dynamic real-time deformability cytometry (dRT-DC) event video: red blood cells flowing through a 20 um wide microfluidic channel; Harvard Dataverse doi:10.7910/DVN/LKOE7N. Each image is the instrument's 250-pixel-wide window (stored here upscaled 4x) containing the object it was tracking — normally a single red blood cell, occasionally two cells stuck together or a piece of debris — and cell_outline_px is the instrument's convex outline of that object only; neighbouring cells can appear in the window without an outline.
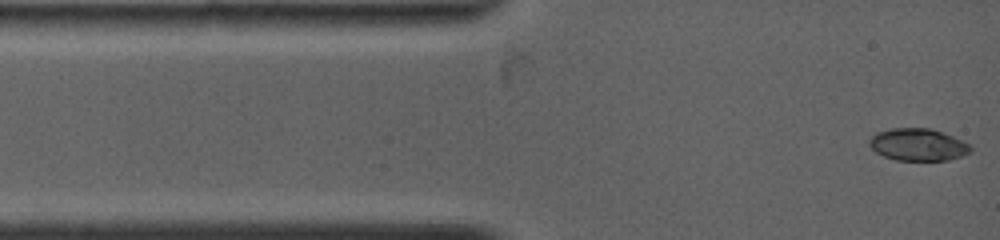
{"species": "common noctule bat (a hibernating species)", "species_latin": "Nyctalus noctula", "temperature_condition": "warm", "stored_images_in_passage": 20, "camera_frame_rate_fps": 4500, "um_per_image_px": 0.085, "animal": {"sex": "female", "body_mass_g": 19.0, "forearm_length_mm": 53.3}, "frame": {"image": 1, "passage_image": 1, "time_ms": 0.0, "image_size_px": [1000, 240], "cell_outline_px": [[972, 152], [948, 160], [896, 160], [884, 156], [876, 152], [868, 144], [868, 140], [876, 132], [892, 128], [928, 128], [944, 132], [968, 144], [972, 148]], "centroid_in_image_um": [78.01, 12.29], "position_along_channel_um": 7.0, "area_um2": 18.96}}
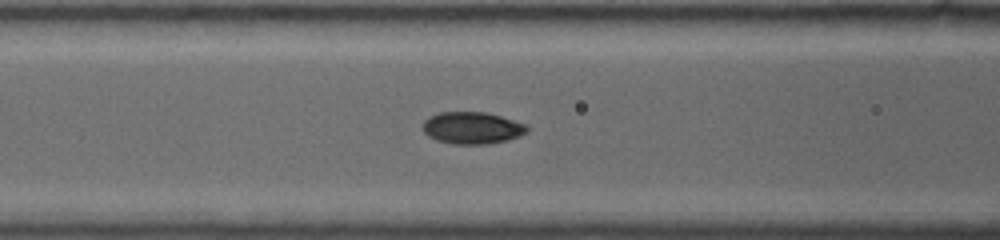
{"frame": {"image": 2, "passage_image": 12, "time_ms": 4.222, "image_size_px": [1000, 240], "cell_outline_px": [[528, 132], [520, 136], [508, 140], [484, 144], [452, 144], [436, 140], [428, 136], [424, 132], [424, 120], [428, 116], [440, 112], [484, 112], [500, 116], [524, 124], [528, 128]], "centroid_in_image_um": [40.11, 10.87], "position_along_channel_um": 126.5, "area_um2": 19.36}}
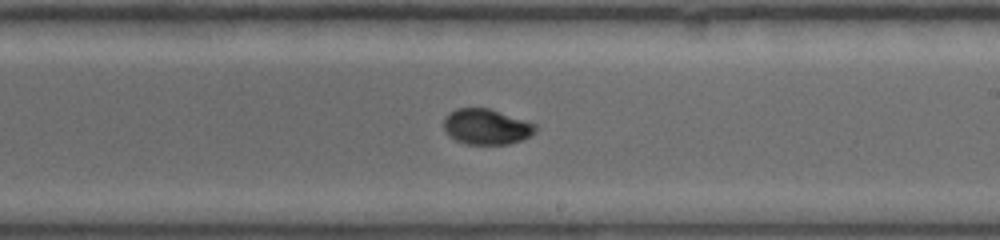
{"frame": {"image": 3, "passage_image": 20, "time_ms": 7.333, "image_size_px": [1000, 240], "cell_outline_px": [[536, 132], [520, 140], [508, 144], [464, 144], [456, 140], [444, 128], [444, 116], [448, 112], [456, 108], [488, 108], [536, 124]], "centroid_in_image_um": [41.32, 10.76], "position_along_channel_um": 247.7, "area_um2": 18.79}}